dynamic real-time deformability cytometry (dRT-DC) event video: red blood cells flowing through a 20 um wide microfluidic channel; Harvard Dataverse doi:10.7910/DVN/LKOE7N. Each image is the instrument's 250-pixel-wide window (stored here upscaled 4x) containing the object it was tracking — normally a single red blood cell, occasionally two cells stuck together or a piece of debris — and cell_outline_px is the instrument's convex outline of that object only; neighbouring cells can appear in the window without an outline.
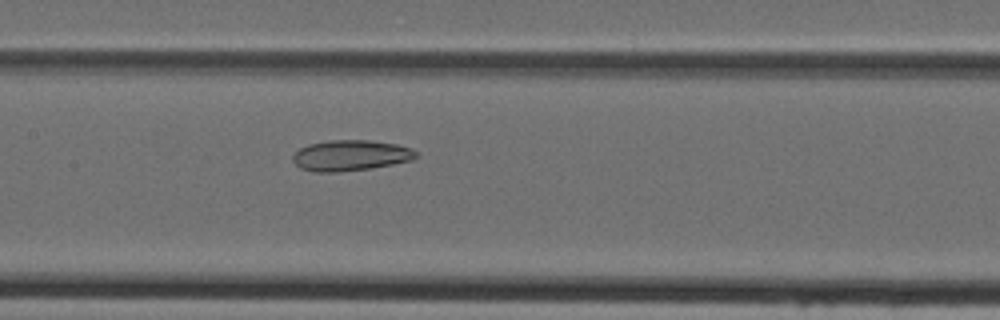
{"species": "Egyptian fruit bat (a non-hibernating species)", "species_latin": "Rousettus aegyptiacus", "temperature_condition": "cold", "stored_images_in_passage": 48, "camera_frame_rate_fps": 3000, "um_per_image_px": 0.085, "animal": {"sex": "female"}, "frame": {"image": 1, "passage_image": 24, "time_ms": 7.667, "image_size_px": [1000, 320], "cell_outline_px": [[416, 156], [412, 160], [372, 168], [336, 172], [316, 172], [300, 168], [292, 160], [292, 156], [300, 148], [308, 144], [328, 140], [368, 140], [396, 144], [412, 148], [416, 152]], "centroid_in_image_um": [29.78, 13.21], "position_along_channel_um": 177.6, "area_um2": 22.02}}
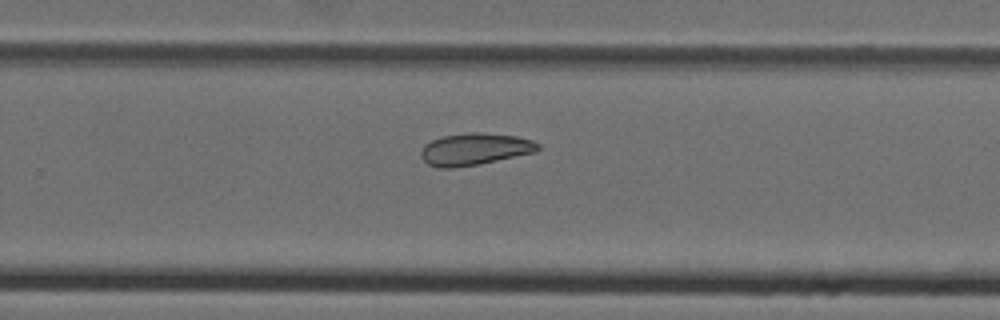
{"frame": {"image": 2, "passage_image": 32, "time_ms": 10.333, "image_size_px": [1000, 320], "cell_outline_px": [[540, 148], [536, 152], [480, 164], [452, 168], [436, 168], [428, 164], [420, 156], [420, 152], [424, 144], [432, 140], [444, 136], [468, 132], [476, 132], [516, 136], [532, 140], [540, 144]], "centroid_in_image_um": [40.34, 12.68], "position_along_channel_um": 289.5, "area_um2": 21.91}}
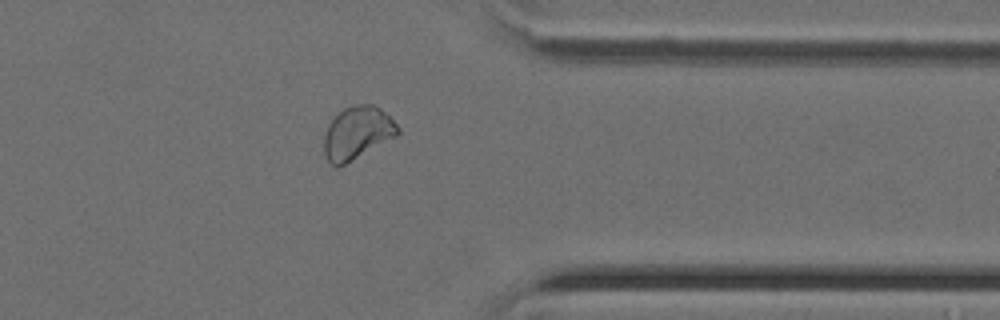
{"frame": {"image": 3, "passage_image": 39, "time_ms": 12.667, "image_size_px": [1000, 320], "cell_outline_px": [[400, 132], [396, 136], [340, 168], [336, 168], [328, 160], [324, 152], [324, 136], [328, 124], [344, 108], [360, 104], [372, 104], [380, 108], [400, 128]], "centroid_in_image_um": [30.36, 11.33], "position_along_channel_um": 381.0, "area_um2": 22.6}}